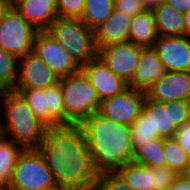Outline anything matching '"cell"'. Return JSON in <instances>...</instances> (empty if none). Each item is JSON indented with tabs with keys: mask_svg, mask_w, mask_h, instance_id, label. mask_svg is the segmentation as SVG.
Segmentation results:
<instances>
[{
	"mask_svg": "<svg viewBox=\"0 0 190 190\" xmlns=\"http://www.w3.org/2000/svg\"><path fill=\"white\" fill-rule=\"evenodd\" d=\"M57 187L52 173L37 149H25L19 156L8 190H41Z\"/></svg>",
	"mask_w": 190,
	"mask_h": 190,
	"instance_id": "obj_6",
	"label": "cell"
},
{
	"mask_svg": "<svg viewBox=\"0 0 190 190\" xmlns=\"http://www.w3.org/2000/svg\"><path fill=\"white\" fill-rule=\"evenodd\" d=\"M45 31L80 67L98 57L94 30L80 19L58 17Z\"/></svg>",
	"mask_w": 190,
	"mask_h": 190,
	"instance_id": "obj_4",
	"label": "cell"
},
{
	"mask_svg": "<svg viewBox=\"0 0 190 190\" xmlns=\"http://www.w3.org/2000/svg\"><path fill=\"white\" fill-rule=\"evenodd\" d=\"M163 154L166 167L182 174L190 164L187 153L179 146L174 138L163 139Z\"/></svg>",
	"mask_w": 190,
	"mask_h": 190,
	"instance_id": "obj_26",
	"label": "cell"
},
{
	"mask_svg": "<svg viewBox=\"0 0 190 190\" xmlns=\"http://www.w3.org/2000/svg\"><path fill=\"white\" fill-rule=\"evenodd\" d=\"M41 190H65L63 188H60V187H53V188H48V189H41Z\"/></svg>",
	"mask_w": 190,
	"mask_h": 190,
	"instance_id": "obj_43",
	"label": "cell"
},
{
	"mask_svg": "<svg viewBox=\"0 0 190 190\" xmlns=\"http://www.w3.org/2000/svg\"><path fill=\"white\" fill-rule=\"evenodd\" d=\"M142 48L130 41L110 44L98 49V57L110 71L129 83L138 65Z\"/></svg>",
	"mask_w": 190,
	"mask_h": 190,
	"instance_id": "obj_12",
	"label": "cell"
},
{
	"mask_svg": "<svg viewBox=\"0 0 190 190\" xmlns=\"http://www.w3.org/2000/svg\"><path fill=\"white\" fill-rule=\"evenodd\" d=\"M153 190H169L175 179L180 175L169 167L152 168Z\"/></svg>",
	"mask_w": 190,
	"mask_h": 190,
	"instance_id": "obj_30",
	"label": "cell"
},
{
	"mask_svg": "<svg viewBox=\"0 0 190 190\" xmlns=\"http://www.w3.org/2000/svg\"><path fill=\"white\" fill-rule=\"evenodd\" d=\"M172 122L180 127L190 121V102L184 100L170 101Z\"/></svg>",
	"mask_w": 190,
	"mask_h": 190,
	"instance_id": "obj_32",
	"label": "cell"
},
{
	"mask_svg": "<svg viewBox=\"0 0 190 190\" xmlns=\"http://www.w3.org/2000/svg\"><path fill=\"white\" fill-rule=\"evenodd\" d=\"M65 108V126L80 124L85 118L98 113L100 99L85 74L59 78Z\"/></svg>",
	"mask_w": 190,
	"mask_h": 190,
	"instance_id": "obj_5",
	"label": "cell"
},
{
	"mask_svg": "<svg viewBox=\"0 0 190 190\" xmlns=\"http://www.w3.org/2000/svg\"><path fill=\"white\" fill-rule=\"evenodd\" d=\"M182 175L190 181V164L187 166L185 171L182 173Z\"/></svg>",
	"mask_w": 190,
	"mask_h": 190,
	"instance_id": "obj_42",
	"label": "cell"
},
{
	"mask_svg": "<svg viewBox=\"0 0 190 190\" xmlns=\"http://www.w3.org/2000/svg\"><path fill=\"white\" fill-rule=\"evenodd\" d=\"M27 102L33 114L49 128L65 126V108L61 85L58 82L46 89L12 90Z\"/></svg>",
	"mask_w": 190,
	"mask_h": 190,
	"instance_id": "obj_7",
	"label": "cell"
},
{
	"mask_svg": "<svg viewBox=\"0 0 190 190\" xmlns=\"http://www.w3.org/2000/svg\"><path fill=\"white\" fill-rule=\"evenodd\" d=\"M131 145L135 153L140 147L148 141L160 138L157 133L151 132L149 120L141 112L134 123L130 126Z\"/></svg>",
	"mask_w": 190,
	"mask_h": 190,
	"instance_id": "obj_27",
	"label": "cell"
},
{
	"mask_svg": "<svg viewBox=\"0 0 190 190\" xmlns=\"http://www.w3.org/2000/svg\"><path fill=\"white\" fill-rule=\"evenodd\" d=\"M92 190H134L117 172L98 173Z\"/></svg>",
	"mask_w": 190,
	"mask_h": 190,
	"instance_id": "obj_29",
	"label": "cell"
},
{
	"mask_svg": "<svg viewBox=\"0 0 190 190\" xmlns=\"http://www.w3.org/2000/svg\"><path fill=\"white\" fill-rule=\"evenodd\" d=\"M114 9L130 17L146 10L141 0H114Z\"/></svg>",
	"mask_w": 190,
	"mask_h": 190,
	"instance_id": "obj_33",
	"label": "cell"
},
{
	"mask_svg": "<svg viewBox=\"0 0 190 190\" xmlns=\"http://www.w3.org/2000/svg\"><path fill=\"white\" fill-rule=\"evenodd\" d=\"M145 98L144 91L128 87L120 94L101 100L98 114L117 124L131 126L141 113Z\"/></svg>",
	"mask_w": 190,
	"mask_h": 190,
	"instance_id": "obj_9",
	"label": "cell"
},
{
	"mask_svg": "<svg viewBox=\"0 0 190 190\" xmlns=\"http://www.w3.org/2000/svg\"><path fill=\"white\" fill-rule=\"evenodd\" d=\"M141 112L149 120L152 133L163 139L173 138L178 127L171 120L170 101L160 103L146 97Z\"/></svg>",
	"mask_w": 190,
	"mask_h": 190,
	"instance_id": "obj_19",
	"label": "cell"
},
{
	"mask_svg": "<svg viewBox=\"0 0 190 190\" xmlns=\"http://www.w3.org/2000/svg\"><path fill=\"white\" fill-rule=\"evenodd\" d=\"M152 47L159 56L165 71H190V38L158 36Z\"/></svg>",
	"mask_w": 190,
	"mask_h": 190,
	"instance_id": "obj_13",
	"label": "cell"
},
{
	"mask_svg": "<svg viewBox=\"0 0 190 190\" xmlns=\"http://www.w3.org/2000/svg\"><path fill=\"white\" fill-rule=\"evenodd\" d=\"M2 102L0 136L25 149H36L49 127L33 114L19 93L8 90Z\"/></svg>",
	"mask_w": 190,
	"mask_h": 190,
	"instance_id": "obj_3",
	"label": "cell"
},
{
	"mask_svg": "<svg viewBox=\"0 0 190 190\" xmlns=\"http://www.w3.org/2000/svg\"><path fill=\"white\" fill-rule=\"evenodd\" d=\"M7 91L8 90L5 87L0 85V109H2V104H3V102L1 101H3L4 95Z\"/></svg>",
	"mask_w": 190,
	"mask_h": 190,
	"instance_id": "obj_40",
	"label": "cell"
},
{
	"mask_svg": "<svg viewBox=\"0 0 190 190\" xmlns=\"http://www.w3.org/2000/svg\"><path fill=\"white\" fill-rule=\"evenodd\" d=\"M18 58L0 47V85L12 90L17 80Z\"/></svg>",
	"mask_w": 190,
	"mask_h": 190,
	"instance_id": "obj_28",
	"label": "cell"
},
{
	"mask_svg": "<svg viewBox=\"0 0 190 190\" xmlns=\"http://www.w3.org/2000/svg\"><path fill=\"white\" fill-rule=\"evenodd\" d=\"M141 2L146 10L153 11L156 7L165 3V0H141Z\"/></svg>",
	"mask_w": 190,
	"mask_h": 190,
	"instance_id": "obj_37",
	"label": "cell"
},
{
	"mask_svg": "<svg viewBox=\"0 0 190 190\" xmlns=\"http://www.w3.org/2000/svg\"><path fill=\"white\" fill-rule=\"evenodd\" d=\"M79 125L84 130L97 173L116 172L133 162L130 126L117 124L98 113L85 118Z\"/></svg>",
	"mask_w": 190,
	"mask_h": 190,
	"instance_id": "obj_2",
	"label": "cell"
},
{
	"mask_svg": "<svg viewBox=\"0 0 190 190\" xmlns=\"http://www.w3.org/2000/svg\"><path fill=\"white\" fill-rule=\"evenodd\" d=\"M84 4L85 0H56L58 17L80 19Z\"/></svg>",
	"mask_w": 190,
	"mask_h": 190,
	"instance_id": "obj_31",
	"label": "cell"
},
{
	"mask_svg": "<svg viewBox=\"0 0 190 190\" xmlns=\"http://www.w3.org/2000/svg\"><path fill=\"white\" fill-rule=\"evenodd\" d=\"M25 0H8L10 8H15L19 3Z\"/></svg>",
	"mask_w": 190,
	"mask_h": 190,
	"instance_id": "obj_41",
	"label": "cell"
},
{
	"mask_svg": "<svg viewBox=\"0 0 190 190\" xmlns=\"http://www.w3.org/2000/svg\"><path fill=\"white\" fill-rule=\"evenodd\" d=\"M43 156L56 185L65 190H92L97 172L87 139L79 124L47 129L36 148Z\"/></svg>",
	"mask_w": 190,
	"mask_h": 190,
	"instance_id": "obj_1",
	"label": "cell"
},
{
	"mask_svg": "<svg viewBox=\"0 0 190 190\" xmlns=\"http://www.w3.org/2000/svg\"><path fill=\"white\" fill-rule=\"evenodd\" d=\"M15 9L38 31H45L58 18L56 0H25Z\"/></svg>",
	"mask_w": 190,
	"mask_h": 190,
	"instance_id": "obj_18",
	"label": "cell"
},
{
	"mask_svg": "<svg viewBox=\"0 0 190 190\" xmlns=\"http://www.w3.org/2000/svg\"><path fill=\"white\" fill-rule=\"evenodd\" d=\"M10 9L8 0H0V21L3 19L5 13Z\"/></svg>",
	"mask_w": 190,
	"mask_h": 190,
	"instance_id": "obj_39",
	"label": "cell"
},
{
	"mask_svg": "<svg viewBox=\"0 0 190 190\" xmlns=\"http://www.w3.org/2000/svg\"><path fill=\"white\" fill-rule=\"evenodd\" d=\"M145 94L148 99L160 103L176 100L190 102V71H165Z\"/></svg>",
	"mask_w": 190,
	"mask_h": 190,
	"instance_id": "obj_14",
	"label": "cell"
},
{
	"mask_svg": "<svg viewBox=\"0 0 190 190\" xmlns=\"http://www.w3.org/2000/svg\"><path fill=\"white\" fill-rule=\"evenodd\" d=\"M131 17L113 10L112 14L94 29L97 48L129 41Z\"/></svg>",
	"mask_w": 190,
	"mask_h": 190,
	"instance_id": "obj_17",
	"label": "cell"
},
{
	"mask_svg": "<svg viewBox=\"0 0 190 190\" xmlns=\"http://www.w3.org/2000/svg\"><path fill=\"white\" fill-rule=\"evenodd\" d=\"M134 163L150 168L166 167L163 154V138L148 141L134 153Z\"/></svg>",
	"mask_w": 190,
	"mask_h": 190,
	"instance_id": "obj_25",
	"label": "cell"
},
{
	"mask_svg": "<svg viewBox=\"0 0 190 190\" xmlns=\"http://www.w3.org/2000/svg\"><path fill=\"white\" fill-rule=\"evenodd\" d=\"M165 3L181 13L190 9V0H165Z\"/></svg>",
	"mask_w": 190,
	"mask_h": 190,
	"instance_id": "obj_35",
	"label": "cell"
},
{
	"mask_svg": "<svg viewBox=\"0 0 190 190\" xmlns=\"http://www.w3.org/2000/svg\"><path fill=\"white\" fill-rule=\"evenodd\" d=\"M158 36H184V13L166 3L153 10Z\"/></svg>",
	"mask_w": 190,
	"mask_h": 190,
	"instance_id": "obj_21",
	"label": "cell"
},
{
	"mask_svg": "<svg viewBox=\"0 0 190 190\" xmlns=\"http://www.w3.org/2000/svg\"><path fill=\"white\" fill-rule=\"evenodd\" d=\"M25 148L14 141L0 136V186H10L14 166Z\"/></svg>",
	"mask_w": 190,
	"mask_h": 190,
	"instance_id": "obj_22",
	"label": "cell"
},
{
	"mask_svg": "<svg viewBox=\"0 0 190 190\" xmlns=\"http://www.w3.org/2000/svg\"><path fill=\"white\" fill-rule=\"evenodd\" d=\"M173 138L190 158V121L178 127Z\"/></svg>",
	"mask_w": 190,
	"mask_h": 190,
	"instance_id": "obj_34",
	"label": "cell"
},
{
	"mask_svg": "<svg viewBox=\"0 0 190 190\" xmlns=\"http://www.w3.org/2000/svg\"><path fill=\"white\" fill-rule=\"evenodd\" d=\"M169 190H190V181L180 174Z\"/></svg>",
	"mask_w": 190,
	"mask_h": 190,
	"instance_id": "obj_36",
	"label": "cell"
},
{
	"mask_svg": "<svg viewBox=\"0 0 190 190\" xmlns=\"http://www.w3.org/2000/svg\"><path fill=\"white\" fill-rule=\"evenodd\" d=\"M59 77L33 51L18 58L17 80L12 90L46 89Z\"/></svg>",
	"mask_w": 190,
	"mask_h": 190,
	"instance_id": "obj_10",
	"label": "cell"
},
{
	"mask_svg": "<svg viewBox=\"0 0 190 190\" xmlns=\"http://www.w3.org/2000/svg\"><path fill=\"white\" fill-rule=\"evenodd\" d=\"M164 73L163 64L153 47L142 48L138 65L128 87L146 92Z\"/></svg>",
	"mask_w": 190,
	"mask_h": 190,
	"instance_id": "obj_16",
	"label": "cell"
},
{
	"mask_svg": "<svg viewBox=\"0 0 190 190\" xmlns=\"http://www.w3.org/2000/svg\"><path fill=\"white\" fill-rule=\"evenodd\" d=\"M80 70L96 90L100 101L120 94L128 88V83L110 71L99 57L82 65Z\"/></svg>",
	"mask_w": 190,
	"mask_h": 190,
	"instance_id": "obj_15",
	"label": "cell"
},
{
	"mask_svg": "<svg viewBox=\"0 0 190 190\" xmlns=\"http://www.w3.org/2000/svg\"><path fill=\"white\" fill-rule=\"evenodd\" d=\"M134 190H153L152 168L128 163L116 171Z\"/></svg>",
	"mask_w": 190,
	"mask_h": 190,
	"instance_id": "obj_23",
	"label": "cell"
},
{
	"mask_svg": "<svg viewBox=\"0 0 190 190\" xmlns=\"http://www.w3.org/2000/svg\"><path fill=\"white\" fill-rule=\"evenodd\" d=\"M158 38L153 11L145 10L131 17L129 41L143 48L152 47Z\"/></svg>",
	"mask_w": 190,
	"mask_h": 190,
	"instance_id": "obj_20",
	"label": "cell"
},
{
	"mask_svg": "<svg viewBox=\"0 0 190 190\" xmlns=\"http://www.w3.org/2000/svg\"><path fill=\"white\" fill-rule=\"evenodd\" d=\"M113 10L114 0H85L80 20L94 30L112 14Z\"/></svg>",
	"mask_w": 190,
	"mask_h": 190,
	"instance_id": "obj_24",
	"label": "cell"
},
{
	"mask_svg": "<svg viewBox=\"0 0 190 190\" xmlns=\"http://www.w3.org/2000/svg\"><path fill=\"white\" fill-rule=\"evenodd\" d=\"M184 36L190 38V9L184 13Z\"/></svg>",
	"mask_w": 190,
	"mask_h": 190,
	"instance_id": "obj_38",
	"label": "cell"
},
{
	"mask_svg": "<svg viewBox=\"0 0 190 190\" xmlns=\"http://www.w3.org/2000/svg\"><path fill=\"white\" fill-rule=\"evenodd\" d=\"M33 52L59 77L76 74L81 67L63 47L46 31H38L34 38Z\"/></svg>",
	"mask_w": 190,
	"mask_h": 190,
	"instance_id": "obj_11",
	"label": "cell"
},
{
	"mask_svg": "<svg viewBox=\"0 0 190 190\" xmlns=\"http://www.w3.org/2000/svg\"><path fill=\"white\" fill-rule=\"evenodd\" d=\"M36 30L15 8H10L0 21V47L17 58L33 51Z\"/></svg>",
	"mask_w": 190,
	"mask_h": 190,
	"instance_id": "obj_8",
	"label": "cell"
}]
</instances>
